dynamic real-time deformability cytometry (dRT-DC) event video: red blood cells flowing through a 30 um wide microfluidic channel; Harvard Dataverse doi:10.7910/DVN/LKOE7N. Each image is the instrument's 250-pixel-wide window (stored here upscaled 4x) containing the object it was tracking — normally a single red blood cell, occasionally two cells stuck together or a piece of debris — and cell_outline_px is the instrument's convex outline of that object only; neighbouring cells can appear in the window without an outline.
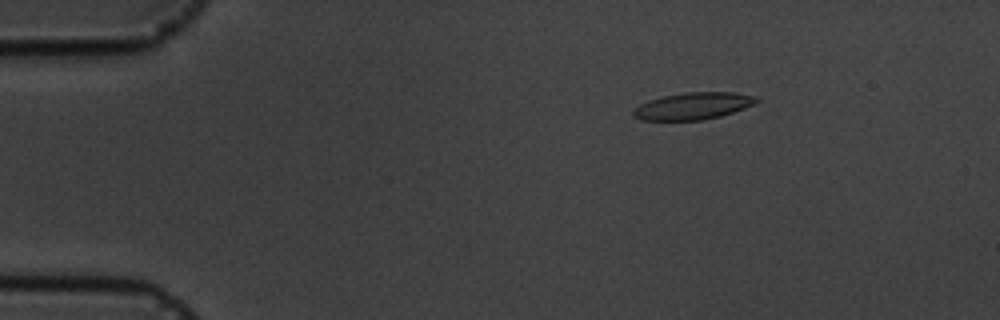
{"species": "common noctule bat (a hibernating species)", "species_latin": "Nyctalus noctula", "temperature_condition": "cold", "stored_images_in_passage": 4, "camera_frame_rate_fps": 3000, "um_per_image_px": 0.085, "animal": {"sex": "male", "body_mass_g": 19.5, "forearm_length_mm": 54.6}, "frame": {"image": 1, "passage_image": 3, "time_ms": 2.333, "image_size_px": [1000, 320], "cell_outline_px": [[760, 100], [744, 108], [720, 116], [704, 120], [640, 120], [632, 116], [632, 112], [640, 104], [648, 100], [664, 96], [684, 92], [732, 92], [756, 96]], "centroid_in_image_um": [58.89, 9.01], "position_along_channel_um": 26.1, "area_um2": 19.31}}